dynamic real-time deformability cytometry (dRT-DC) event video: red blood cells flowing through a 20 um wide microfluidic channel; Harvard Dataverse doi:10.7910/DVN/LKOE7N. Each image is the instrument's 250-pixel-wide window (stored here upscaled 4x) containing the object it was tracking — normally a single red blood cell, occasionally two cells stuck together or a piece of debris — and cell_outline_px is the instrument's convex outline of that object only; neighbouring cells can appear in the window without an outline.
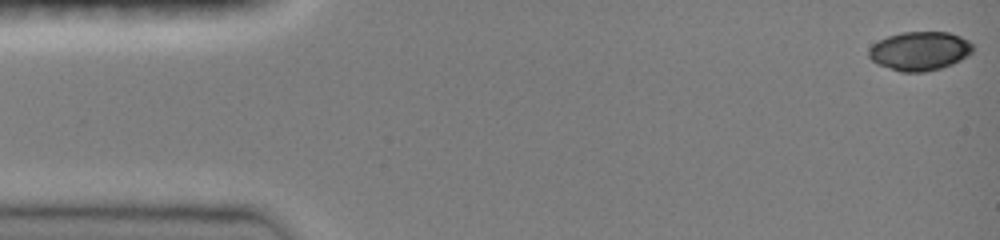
{"species": "common noctule bat (a hibernating species)", "species_latin": "Nyctalus noctula", "temperature_condition": "room temperature", "stored_images_in_passage": 11, "camera_frame_rate_fps": 3000, "um_per_image_px": 0.085, "animal": {"sex": "female", "body_mass_g": 19.0, "forearm_length_mm": 51.5}, "frame": {"image": 1, "passage_image": 1, "time_ms": 0.0, "image_size_px": [1000, 240], "cell_outline_px": [[972, 52], [968, 56], [952, 64], [940, 68], [924, 72], [900, 72], [876, 64], [868, 56], [868, 48], [872, 44], [888, 36], [900, 32], [948, 32], [960, 36], [968, 40], [972, 44]], "centroid_in_image_um": [78.15, 4.34], "position_along_channel_um": 6.9, "area_um2": 23.7}}
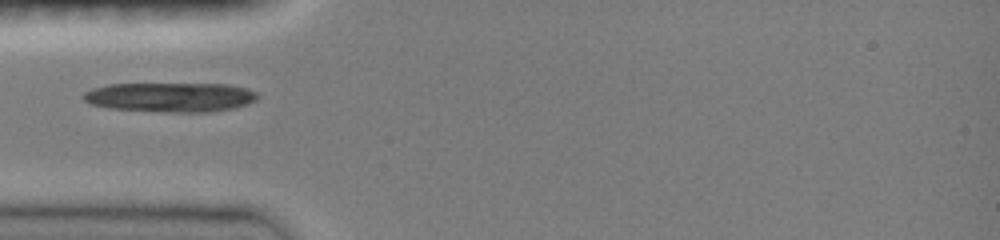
{"frame": {"image": 2, "passage_image": 8, "time_ms": 4.667, "image_size_px": [1000, 240], "cell_outline_px": [[260, 96], [256, 100], [248, 104], [236, 108], [208, 112], [164, 112], [108, 108], [88, 104], [80, 96], [84, 92], [92, 88], [108, 84], [228, 84], [248, 88], [256, 92]], "centroid_in_image_um": [14.48, 8.26], "position_along_channel_um": 70.5, "area_um2": 30.35}}
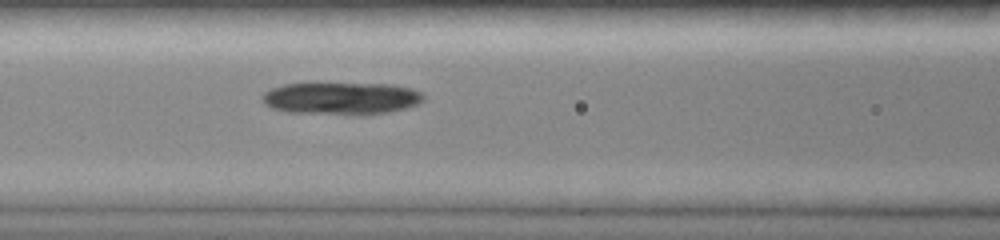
{"frame": {"image": 3, "passage_image": 11, "time_ms": 6.333, "image_size_px": [1000, 240], "cell_outline_px": [[424, 100], [420, 104], [408, 108], [388, 112], [364, 116], [352, 116], [288, 112], [272, 108], [264, 104], [260, 100], [260, 96], [264, 92], [272, 88], [284, 84], [308, 80], [392, 84], [412, 88], [420, 92], [424, 96]], "centroid_in_image_um": [28.97, 8.33], "position_along_channel_um": 137.6, "area_um2": 32.66}}